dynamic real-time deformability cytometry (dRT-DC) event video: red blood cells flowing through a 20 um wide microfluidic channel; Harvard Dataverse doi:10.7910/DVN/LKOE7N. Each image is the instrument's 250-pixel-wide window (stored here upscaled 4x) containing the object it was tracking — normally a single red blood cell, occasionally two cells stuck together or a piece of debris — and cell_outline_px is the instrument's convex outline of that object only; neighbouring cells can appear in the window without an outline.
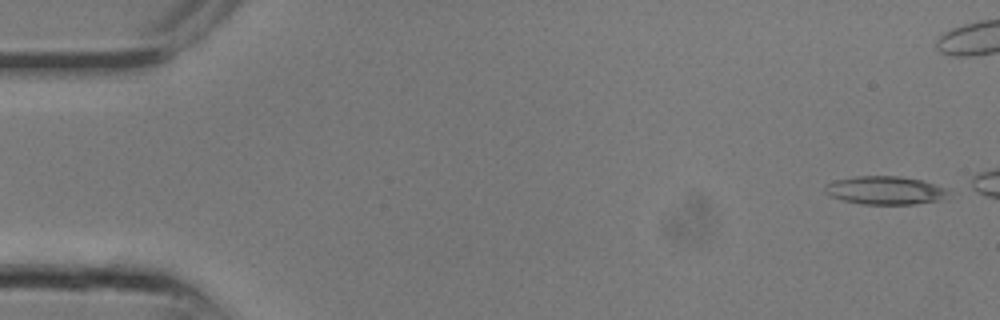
{"species": "common noctule bat (a hibernating species)", "species_latin": "Nyctalus noctula", "temperature_condition": "room temperature", "stored_images_in_passage": 6, "camera_frame_rate_fps": 3000, "um_per_image_px": 0.085, "animal": {"sex": "male", "body_mass_g": 13.3}, "frame": {"image": 1, "passage_image": 1, "time_ms": 0.0, "image_size_px": [1000, 320], "cell_outline_px": [[944, 192], [940, 200], [916, 204], [860, 204], [844, 200], [832, 196], [824, 192], [824, 184], [836, 180], [856, 176], [900, 176], [924, 180], [944, 188]], "centroid_in_image_um": [75.16, 16.17], "position_along_channel_um": 9.8, "area_um2": 20.06}}